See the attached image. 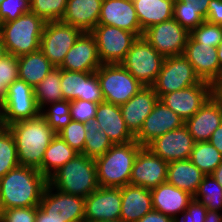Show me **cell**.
I'll list each match as a JSON object with an SVG mask.
<instances>
[{"label":"cell","mask_w":222,"mask_h":222,"mask_svg":"<svg viewBox=\"0 0 222 222\" xmlns=\"http://www.w3.org/2000/svg\"><path fill=\"white\" fill-rule=\"evenodd\" d=\"M48 179L36 168L17 166L0 178L2 209L39 206Z\"/></svg>","instance_id":"cell-1"},{"label":"cell","mask_w":222,"mask_h":222,"mask_svg":"<svg viewBox=\"0 0 222 222\" xmlns=\"http://www.w3.org/2000/svg\"><path fill=\"white\" fill-rule=\"evenodd\" d=\"M7 128L16 144L19 165L39 169L46 149L57 134L40 114L14 122Z\"/></svg>","instance_id":"cell-2"},{"label":"cell","mask_w":222,"mask_h":222,"mask_svg":"<svg viewBox=\"0 0 222 222\" xmlns=\"http://www.w3.org/2000/svg\"><path fill=\"white\" fill-rule=\"evenodd\" d=\"M53 189L75 196L88 197L98 187L95 159L79 153L49 179Z\"/></svg>","instance_id":"cell-3"},{"label":"cell","mask_w":222,"mask_h":222,"mask_svg":"<svg viewBox=\"0 0 222 222\" xmlns=\"http://www.w3.org/2000/svg\"><path fill=\"white\" fill-rule=\"evenodd\" d=\"M142 147L136 141L114 144L103 156L96 158L99 187H123L129 184L135 158Z\"/></svg>","instance_id":"cell-4"},{"label":"cell","mask_w":222,"mask_h":222,"mask_svg":"<svg viewBox=\"0 0 222 222\" xmlns=\"http://www.w3.org/2000/svg\"><path fill=\"white\" fill-rule=\"evenodd\" d=\"M45 23L31 11L16 20L1 23L0 32L8 54L19 57L40 50Z\"/></svg>","instance_id":"cell-5"},{"label":"cell","mask_w":222,"mask_h":222,"mask_svg":"<svg viewBox=\"0 0 222 222\" xmlns=\"http://www.w3.org/2000/svg\"><path fill=\"white\" fill-rule=\"evenodd\" d=\"M165 58L142 36L132 44L120 63L143 86H152Z\"/></svg>","instance_id":"cell-6"},{"label":"cell","mask_w":222,"mask_h":222,"mask_svg":"<svg viewBox=\"0 0 222 222\" xmlns=\"http://www.w3.org/2000/svg\"><path fill=\"white\" fill-rule=\"evenodd\" d=\"M95 73L104 101L115 105L126 103L143 88L121 64H102Z\"/></svg>","instance_id":"cell-7"},{"label":"cell","mask_w":222,"mask_h":222,"mask_svg":"<svg viewBox=\"0 0 222 222\" xmlns=\"http://www.w3.org/2000/svg\"><path fill=\"white\" fill-rule=\"evenodd\" d=\"M102 64H120L138 36L115 26L97 24L90 32Z\"/></svg>","instance_id":"cell-8"},{"label":"cell","mask_w":222,"mask_h":222,"mask_svg":"<svg viewBox=\"0 0 222 222\" xmlns=\"http://www.w3.org/2000/svg\"><path fill=\"white\" fill-rule=\"evenodd\" d=\"M1 114L3 127L37 117L40 109L36 103L34 88L19 78L13 81L8 87Z\"/></svg>","instance_id":"cell-9"},{"label":"cell","mask_w":222,"mask_h":222,"mask_svg":"<svg viewBox=\"0 0 222 222\" xmlns=\"http://www.w3.org/2000/svg\"><path fill=\"white\" fill-rule=\"evenodd\" d=\"M200 81L188 59L184 55H176L165 58L152 87L160 98L163 94L179 91Z\"/></svg>","instance_id":"cell-10"},{"label":"cell","mask_w":222,"mask_h":222,"mask_svg":"<svg viewBox=\"0 0 222 222\" xmlns=\"http://www.w3.org/2000/svg\"><path fill=\"white\" fill-rule=\"evenodd\" d=\"M82 33L80 29L62 21H48L42 32L40 50L58 68Z\"/></svg>","instance_id":"cell-11"},{"label":"cell","mask_w":222,"mask_h":222,"mask_svg":"<svg viewBox=\"0 0 222 222\" xmlns=\"http://www.w3.org/2000/svg\"><path fill=\"white\" fill-rule=\"evenodd\" d=\"M56 192H52V191ZM39 207L61 222H84L85 198L62 192L47 183Z\"/></svg>","instance_id":"cell-12"},{"label":"cell","mask_w":222,"mask_h":222,"mask_svg":"<svg viewBox=\"0 0 222 222\" xmlns=\"http://www.w3.org/2000/svg\"><path fill=\"white\" fill-rule=\"evenodd\" d=\"M189 35L174 18L155 24L143 33V37L164 58L183 55Z\"/></svg>","instance_id":"cell-13"},{"label":"cell","mask_w":222,"mask_h":222,"mask_svg":"<svg viewBox=\"0 0 222 222\" xmlns=\"http://www.w3.org/2000/svg\"><path fill=\"white\" fill-rule=\"evenodd\" d=\"M212 95L213 85L201 80L196 85L163 94L159 100L186 122Z\"/></svg>","instance_id":"cell-14"},{"label":"cell","mask_w":222,"mask_h":222,"mask_svg":"<svg viewBox=\"0 0 222 222\" xmlns=\"http://www.w3.org/2000/svg\"><path fill=\"white\" fill-rule=\"evenodd\" d=\"M84 222L119 220L121 188L98 187L85 197Z\"/></svg>","instance_id":"cell-15"},{"label":"cell","mask_w":222,"mask_h":222,"mask_svg":"<svg viewBox=\"0 0 222 222\" xmlns=\"http://www.w3.org/2000/svg\"><path fill=\"white\" fill-rule=\"evenodd\" d=\"M167 167V162L143 146L135 158L129 184L150 190L158 187L167 180Z\"/></svg>","instance_id":"cell-16"},{"label":"cell","mask_w":222,"mask_h":222,"mask_svg":"<svg viewBox=\"0 0 222 222\" xmlns=\"http://www.w3.org/2000/svg\"><path fill=\"white\" fill-rule=\"evenodd\" d=\"M61 91L63 100H85L103 102L101 86L95 72H73L61 69Z\"/></svg>","instance_id":"cell-17"},{"label":"cell","mask_w":222,"mask_h":222,"mask_svg":"<svg viewBox=\"0 0 222 222\" xmlns=\"http://www.w3.org/2000/svg\"><path fill=\"white\" fill-rule=\"evenodd\" d=\"M183 55L191 63L200 80L213 86L222 80V67L218 61L216 47L198 43L189 35Z\"/></svg>","instance_id":"cell-18"},{"label":"cell","mask_w":222,"mask_h":222,"mask_svg":"<svg viewBox=\"0 0 222 222\" xmlns=\"http://www.w3.org/2000/svg\"><path fill=\"white\" fill-rule=\"evenodd\" d=\"M195 143L188 127L184 124L154 139L147 147L162 160L170 163L189 159Z\"/></svg>","instance_id":"cell-19"},{"label":"cell","mask_w":222,"mask_h":222,"mask_svg":"<svg viewBox=\"0 0 222 222\" xmlns=\"http://www.w3.org/2000/svg\"><path fill=\"white\" fill-rule=\"evenodd\" d=\"M185 124L183 119L158 100L152 112L144 120L135 141L147 147L154 139Z\"/></svg>","instance_id":"cell-20"},{"label":"cell","mask_w":222,"mask_h":222,"mask_svg":"<svg viewBox=\"0 0 222 222\" xmlns=\"http://www.w3.org/2000/svg\"><path fill=\"white\" fill-rule=\"evenodd\" d=\"M102 65L95 37L83 32L58 67L73 72H95Z\"/></svg>","instance_id":"cell-21"},{"label":"cell","mask_w":222,"mask_h":222,"mask_svg":"<svg viewBox=\"0 0 222 222\" xmlns=\"http://www.w3.org/2000/svg\"><path fill=\"white\" fill-rule=\"evenodd\" d=\"M98 24L115 26L133 32L138 37H142L144 33L133 0H102Z\"/></svg>","instance_id":"cell-22"},{"label":"cell","mask_w":222,"mask_h":222,"mask_svg":"<svg viewBox=\"0 0 222 222\" xmlns=\"http://www.w3.org/2000/svg\"><path fill=\"white\" fill-rule=\"evenodd\" d=\"M158 100L159 97L152 86H143L130 100L120 105L126 127L134 137L140 132L144 120Z\"/></svg>","instance_id":"cell-23"},{"label":"cell","mask_w":222,"mask_h":222,"mask_svg":"<svg viewBox=\"0 0 222 222\" xmlns=\"http://www.w3.org/2000/svg\"><path fill=\"white\" fill-rule=\"evenodd\" d=\"M221 124L222 104L214 95L185 122L195 142L209 141Z\"/></svg>","instance_id":"cell-24"},{"label":"cell","mask_w":222,"mask_h":222,"mask_svg":"<svg viewBox=\"0 0 222 222\" xmlns=\"http://www.w3.org/2000/svg\"><path fill=\"white\" fill-rule=\"evenodd\" d=\"M95 120L113 144H124L135 141V137L126 127L120 105L106 101L100 102L97 106Z\"/></svg>","instance_id":"cell-25"},{"label":"cell","mask_w":222,"mask_h":222,"mask_svg":"<svg viewBox=\"0 0 222 222\" xmlns=\"http://www.w3.org/2000/svg\"><path fill=\"white\" fill-rule=\"evenodd\" d=\"M150 192L153 210L173 219L178 218V214H182L193 200V196L190 193L167 182L151 189Z\"/></svg>","instance_id":"cell-26"},{"label":"cell","mask_w":222,"mask_h":222,"mask_svg":"<svg viewBox=\"0 0 222 222\" xmlns=\"http://www.w3.org/2000/svg\"><path fill=\"white\" fill-rule=\"evenodd\" d=\"M121 188V214L123 222H136L153 210L150 189L127 184Z\"/></svg>","instance_id":"cell-27"},{"label":"cell","mask_w":222,"mask_h":222,"mask_svg":"<svg viewBox=\"0 0 222 222\" xmlns=\"http://www.w3.org/2000/svg\"><path fill=\"white\" fill-rule=\"evenodd\" d=\"M101 4L102 0H67L61 21L82 32H91L98 24Z\"/></svg>","instance_id":"cell-28"},{"label":"cell","mask_w":222,"mask_h":222,"mask_svg":"<svg viewBox=\"0 0 222 222\" xmlns=\"http://www.w3.org/2000/svg\"><path fill=\"white\" fill-rule=\"evenodd\" d=\"M204 176L190 159L178 160L168 163L166 182L194 196Z\"/></svg>","instance_id":"cell-29"},{"label":"cell","mask_w":222,"mask_h":222,"mask_svg":"<svg viewBox=\"0 0 222 222\" xmlns=\"http://www.w3.org/2000/svg\"><path fill=\"white\" fill-rule=\"evenodd\" d=\"M133 3L143 32L173 18L174 3L171 0H133Z\"/></svg>","instance_id":"cell-30"},{"label":"cell","mask_w":222,"mask_h":222,"mask_svg":"<svg viewBox=\"0 0 222 222\" xmlns=\"http://www.w3.org/2000/svg\"><path fill=\"white\" fill-rule=\"evenodd\" d=\"M56 67L41 50L18 57V76L32 88Z\"/></svg>","instance_id":"cell-31"},{"label":"cell","mask_w":222,"mask_h":222,"mask_svg":"<svg viewBox=\"0 0 222 222\" xmlns=\"http://www.w3.org/2000/svg\"><path fill=\"white\" fill-rule=\"evenodd\" d=\"M77 154L79 153L71 148L60 136L56 135L46 149L42 165L38 170L49 179Z\"/></svg>","instance_id":"cell-32"},{"label":"cell","mask_w":222,"mask_h":222,"mask_svg":"<svg viewBox=\"0 0 222 222\" xmlns=\"http://www.w3.org/2000/svg\"><path fill=\"white\" fill-rule=\"evenodd\" d=\"M61 69L55 68L34 88L36 103L40 111L48 107V103H55L63 100L61 91Z\"/></svg>","instance_id":"cell-33"},{"label":"cell","mask_w":222,"mask_h":222,"mask_svg":"<svg viewBox=\"0 0 222 222\" xmlns=\"http://www.w3.org/2000/svg\"><path fill=\"white\" fill-rule=\"evenodd\" d=\"M84 128L86 134L82 154L89 158L96 159L103 156L114 145L106 133L100 130V126L95 119L84 123Z\"/></svg>","instance_id":"cell-34"},{"label":"cell","mask_w":222,"mask_h":222,"mask_svg":"<svg viewBox=\"0 0 222 222\" xmlns=\"http://www.w3.org/2000/svg\"><path fill=\"white\" fill-rule=\"evenodd\" d=\"M189 159L205 175H209L222 163V154L209 141L196 142Z\"/></svg>","instance_id":"cell-35"},{"label":"cell","mask_w":222,"mask_h":222,"mask_svg":"<svg viewBox=\"0 0 222 222\" xmlns=\"http://www.w3.org/2000/svg\"><path fill=\"white\" fill-rule=\"evenodd\" d=\"M193 199L209 211H219L222 209V187L211 174L205 175Z\"/></svg>","instance_id":"cell-36"},{"label":"cell","mask_w":222,"mask_h":222,"mask_svg":"<svg viewBox=\"0 0 222 222\" xmlns=\"http://www.w3.org/2000/svg\"><path fill=\"white\" fill-rule=\"evenodd\" d=\"M19 166L16 144L7 127L0 129V178Z\"/></svg>","instance_id":"cell-37"},{"label":"cell","mask_w":222,"mask_h":222,"mask_svg":"<svg viewBox=\"0 0 222 222\" xmlns=\"http://www.w3.org/2000/svg\"><path fill=\"white\" fill-rule=\"evenodd\" d=\"M48 105H50V107L46 109L47 111H40V115L57 134L72 121L70 101L62 100Z\"/></svg>","instance_id":"cell-38"},{"label":"cell","mask_w":222,"mask_h":222,"mask_svg":"<svg viewBox=\"0 0 222 222\" xmlns=\"http://www.w3.org/2000/svg\"><path fill=\"white\" fill-rule=\"evenodd\" d=\"M67 0H30V11L45 22L61 21Z\"/></svg>","instance_id":"cell-39"},{"label":"cell","mask_w":222,"mask_h":222,"mask_svg":"<svg viewBox=\"0 0 222 222\" xmlns=\"http://www.w3.org/2000/svg\"><path fill=\"white\" fill-rule=\"evenodd\" d=\"M173 18L189 33L205 21L199 10L182 0L174 3Z\"/></svg>","instance_id":"cell-40"},{"label":"cell","mask_w":222,"mask_h":222,"mask_svg":"<svg viewBox=\"0 0 222 222\" xmlns=\"http://www.w3.org/2000/svg\"><path fill=\"white\" fill-rule=\"evenodd\" d=\"M18 78V57L8 54L0 60V108L7 97L8 87Z\"/></svg>","instance_id":"cell-41"},{"label":"cell","mask_w":222,"mask_h":222,"mask_svg":"<svg viewBox=\"0 0 222 222\" xmlns=\"http://www.w3.org/2000/svg\"><path fill=\"white\" fill-rule=\"evenodd\" d=\"M190 36L198 43L217 48L222 42V26L205 20L190 32Z\"/></svg>","instance_id":"cell-42"},{"label":"cell","mask_w":222,"mask_h":222,"mask_svg":"<svg viewBox=\"0 0 222 222\" xmlns=\"http://www.w3.org/2000/svg\"><path fill=\"white\" fill-rule=\"evenodd\" d=\"M86 130L84 123L72 120L66 127L57 133L71 148L83 153Z\"/></svg>","instance_id":"cell-43"},{"label":"cell","mask_w":222,"mask_h":222,"mask_svg":"<svg viewBox=\"0 0 222 222\" xmlns=\"http://www.w3.org/2000/svg\"><path fill=\"white\" fill-rule=\"evenodd\" d=\"M30 12V0H3L0 4V24L16 20Z\"/></svg>","instance_id":"cell-44"},{"label":"cell","mask_w":222,"mask_h":222,"mask_svg":"<svg viewBox=\"0 0 222 222\" xmlns=\"http://www.w3.org/2000/svg\"><path fill=\"white\" fill-rule=\"evenodd\" d=\"M98 103L85 100H73L70 101V115L72 120L86 123L96 117Z\"/></svg>","instance_id":"cell-45"},{"label":"cell","mask_w":222,"mask_h":222,"mask_svg":"<svg viewBox=\"0 0 222 222\" xmlns=\"http://www.w3.org/2000/svg\"><path fill=\"white\" fill-rule=\"evenodd\" d=\"M38 207L39 206L4 209L1 216V221L2 222H36Z\"/></svg>","instance_id":"cell-46"},{"label":"cell","mask_w":222,"mask_h":222,"mask_svg":"<svg viewBox=\"0 0 222 222\" xmlns=\"http://www.w3.org/2000/svg\"><path fill=\"white\" fill-rule=\"evenodd\" d=\"M208 209L197 200H192L182 217L175 218L174 222H204Z\"/></svg>","instance_id":"cell-47"},{"label":"cell","mask_w":222,"mask_h":222,"mask_svg":"<svg viewBox=\"0 0 222 222\" xmlns=\"http://www.w3.org/2000/svg\"><path fill=\"white\" fill-rule=\"evenodd\" d=\"M205 20L222 26V0H210Z\"/></svg>","instance_id":"cell-48"},{"label":"cell","mask_w":222,"mask_h":222,"mask_svg":"<svg viewBox=\"0 0 222 222\" xmlns=\"http://www.w3.org/2000/svg\"><path fill=\"white\" fill-rule=\"evenodd\" d=\"M136 222H174V219L156 210H152Z\"/></svg>","instance_id":"cell-49"},{"label":"cell","mask_w":222,"mask_h":222,"mask_svg":"<svg viewBox=\"0 0 222 222\" xmlns=\"http://www.w3.org/2000/svg\"><path fill=\"white\" fill-rule=\"evenodd\" d=\"M188 1V5L193 6L196 10H199L200 13L206 18L208 12V6L210 0H182Z\"/></svg>","instance_id":"cell-50"},{"label":"cell","mask_w":222,"mask_h":222,"mask_svg":"<svg viewBox=\"0 0 222 222\" xmlns=\"http://www.w3.org/2000/svg\"><path fill=\"white\" fill-rule=\"evenodd\" d=\"M209 142L222 154V124L213 132Z\"/></svg>","instance_id":"cell-51"},{"label":"cell","mask_w":222,"mask_h":222,"mask_svg":"<svg viewBox=\"0 0 222 222\" xmlns=\"http://www.w3.org/2000/svg\"><path fill=\"white\" fill-rule=\"evenodd\" d=\"M36 222H61V221L48 217V215L40 207H38Z\"/></svg>","instance_id":"cell-52"},{"label":"cell","mask_w":222,"mask_h":222,"mask_svg":"<svg viewBox=\"0 0 222 222\" xmlns=\"http://www.w3.org/2000/svg\"><path fill=\"white\" fill-rule=\"evenodd\" d=\"M204 222H222V215L219 211H207Z\"/></svg>","instance_id":"cell-53"},{"label":"cell","mask_w":222,"mask_h":222,"mask_svg":"<svg viewBox=\"0 0 222 222\" xmlns=\"http://www.w3.org/2000/svg\"><path fill=\"white\" fill-rule=\"evenodd\" d=\"M213 95L221 102L222 104V80L217 82L213 86Z\"/></svg>","instance_id":"cell-54"},{"label":"cell","mask_w":222,"mask_h":222,"mask_svg":"<svg viewBox=\"0 0 222 222\" xmlns=\"http://www.w3.org/2000/svg\"><path fill=\"white\" fill-rule=\"evenodd\" d=\"M211 175L222 187V163L211 173Z\"/></svg>","instance_id":"cell-55"},{"label":"cell","mask_w":222,"mask_h":222,"mask_svg":"<svg viewBox=\"0 0 222 222\" xmlns=\"http://www.w3.org/2000/svg\"><path fill=\"white\" fill-rule=\"evenodd\" d=\"M6 55H8V51L7 48L5 47V44L3 42V37L0 32V60L4 58Z\"/></svg>","instance_id":"cell-56"},{"label":"cell","mask_w":222,"mask_h":222,"mask_svg":"<svg viewBox=\"0 0 222 222\" xmlns=\"http://www.w3.org/2000/svg\"><path fill=\"white\" fill-rule=\"evenodd\" d=\"M217 57H218V61L220 63V66L222 67V42L217 47Z\"/></svg>","instance_id":"cell-57"},{"label":"cell","mask_w":222,"mask_h":222,"mask_svg":"<svg viewBox=\"0 0 222 222\" xmlns=\"http://www.w3.org/2000/svg\"><path fill=\"white\" fill-rule=\"evenodd\" d=\"M97 222H123V221L119 219V220L97 221Z\"/></svg>","instance_id":"cell-58"},{"label":"cell","mask_w":222,"mask_h":222,"mask_svg":"<svg viewBox=\"0 0 222 222\" xmlns=\"http://www.w3.org/2000/svg\"><path fill=\"white\" fill-rule=\"evenodd\" d=\"M3 127V124H2V114H1V108H0V129Z\"/></svg>","instance_id":"cell-59"},{"label":"cell","mask_w":222,"mask_h":222,"mask_svg":"<svg viewBox=\"0 0 222 222\" xmlns=\"http://www.w3.org/2000/svg\"><path fill=\"white\" fill-rule=\"evenodd\" d=\"M2 213H3V209H2V206H1V202H0V219H1Z\"/></svg>","instance_id":"cell-60"},{"label":"cell","mask_w":222,"mask_h":222,"mask_svg":"<svg viewBox=\"0 0 222 222\" xmlns=\"http://www.w3.org/2000/svg\"><path fill=\"white\" fill-rule=\"evenodd\" d=\"M173 3L177 2V1H180V0H171Z\"/></svg>","instance_id":"cell-61"}]
</instances>
